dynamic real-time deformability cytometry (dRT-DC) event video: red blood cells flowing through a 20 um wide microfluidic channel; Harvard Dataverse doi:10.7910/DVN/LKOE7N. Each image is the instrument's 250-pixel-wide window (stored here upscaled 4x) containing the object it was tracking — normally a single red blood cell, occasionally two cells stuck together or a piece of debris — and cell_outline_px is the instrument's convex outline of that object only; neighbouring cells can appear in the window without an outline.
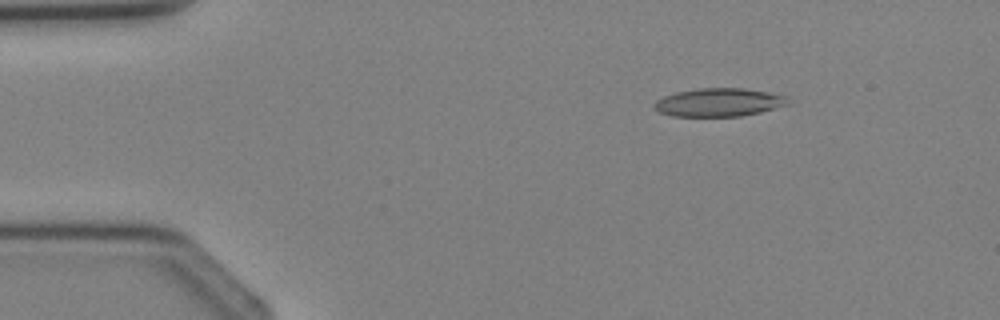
{"species": "Egyptian fruit bat (a non-hibernating species)", "species_latin": "Rousettus aegyptiacus", "temperature_condition": "cold", "stored_images_in_passage": 2, "camera_frame_rate_fps": 3000, "um_per_image_px": 0.085, "animal": {"sex": "female"}, "frame": {"image": 1, "passage_image": 1, "time_ms": 0.0, "image_size_px": [1000, 320], "cell_outline_px": [[792, 104], [760, 112], [740, 116], [672, 116], [660, 112], [652, 108], [652, 104], [656, 100], [664, 96], [676, 92], [700, 88], [744, 88], [768, 92], [788, 96]], "centroid_in_image_um": [61.13, 8.7], "position_along_channel_um": 23.9, "area_um2": 22.25}}